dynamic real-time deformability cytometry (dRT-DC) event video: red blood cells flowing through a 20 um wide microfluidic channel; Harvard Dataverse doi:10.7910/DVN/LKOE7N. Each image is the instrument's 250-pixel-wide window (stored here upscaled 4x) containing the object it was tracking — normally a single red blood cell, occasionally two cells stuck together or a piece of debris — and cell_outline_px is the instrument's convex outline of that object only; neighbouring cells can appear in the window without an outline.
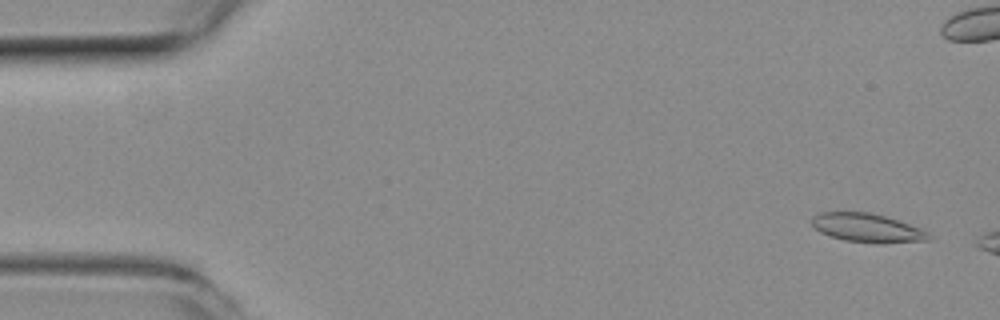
{"species": "common noctule bat (a hibernating species)", "species_latin": "Nyctalus noctula", "temperature_condition": "room temperature", "stored_images_in_passage": 8, "camera_frame_rate_fps": 3000, "um_per_image_px": 0.085, "animal": {"sex": "female", "body_mass_g": 19.3, "forearm_length_mm": 54.1}, "frame": {"image": 1, "passage_image": 3, "time_ms": 0.667, "image_size_px": [1000, 320], "cell_outline_px": [[932, 236], [928, 240], [884, 244], [880, 244], [844, 240], [820, 232], [812, 224], [812, 216], [820, 212], [868, 212], [884, 216], [920, 228], [928, 232]], "centroid_in_image_um": [73.72, 19.38], "position_along_channel_um": 11.3, "area_um2": 19.48}}